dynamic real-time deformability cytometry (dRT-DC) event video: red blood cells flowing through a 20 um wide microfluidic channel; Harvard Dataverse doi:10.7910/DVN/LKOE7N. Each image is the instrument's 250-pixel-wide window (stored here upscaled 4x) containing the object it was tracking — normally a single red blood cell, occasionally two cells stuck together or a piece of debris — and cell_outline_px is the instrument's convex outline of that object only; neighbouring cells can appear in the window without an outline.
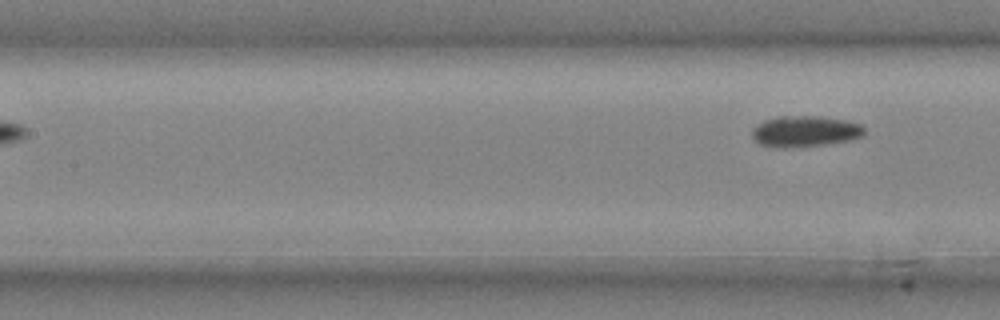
{"species": "common noctule bat (a hibernating species)", "species_latin": "Nyctalus noctula", "temperature_condition": "cold", "stored_images_in_passage": 4, "segment_of_instrument_passage": [2, 2], "camera_frame_rate_fps": 3000, "um_per_image_px": 0.085, "animal": {"sex": "male", "body_mass_g": 20.4}, "frame": {"image": 1, "passage_image": 4, "time_ms": 1.0, "image_size_px": [1000, 320], "cell_outline_px": [[864, 136], [848, 140], [824, 144], [784, 148], [780, 148], [760, 144], [752, 136], [752, 128], [756, 124], [764, 120], [776, 116], [820, 116], [844, 120], [860, 124], [864, 128]], "centroid_in_image_um": [68.39, 11.15], "position_along_channel_um": 139.0, "area_um2": 20.23}}